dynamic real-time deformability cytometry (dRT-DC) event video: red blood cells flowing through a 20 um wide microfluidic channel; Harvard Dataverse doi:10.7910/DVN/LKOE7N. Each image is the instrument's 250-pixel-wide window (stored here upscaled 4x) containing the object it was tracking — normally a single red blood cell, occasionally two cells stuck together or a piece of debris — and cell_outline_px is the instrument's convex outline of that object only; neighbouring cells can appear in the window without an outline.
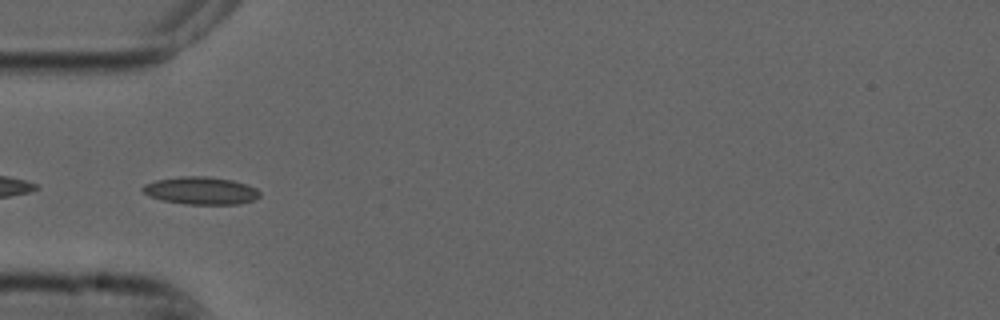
{"species": "common noctule bat (a hibernating species)", "species_latin": "Nyctalus noctula", "temperature_condition": "cold", "stored_images_in_passage": 46, "camera_frame_rate_fps": 3000, "um_per_image_px": 0.085, "animal": {"sex": "male", "forearm_length_mm": 52.5}, "frame": {"image": 1, "passage_image": 9, "time_ms": 2.667, "image_size_px": [1000, 320], "cell_outline_px": [[260, 196], [256, 200], [236, 204], [184, 204], [164, 200], [152, 196], [144, 192], [140, 188], [144, 184], [156, 180], [180, 176], [208, 176], [232, 180], [248, 184], [256, 188], [260, 192]], "centroid_in_image_um": [17.11, 16.19], "position_along_channel_um": 67.9, "area_um2": 18.84}}
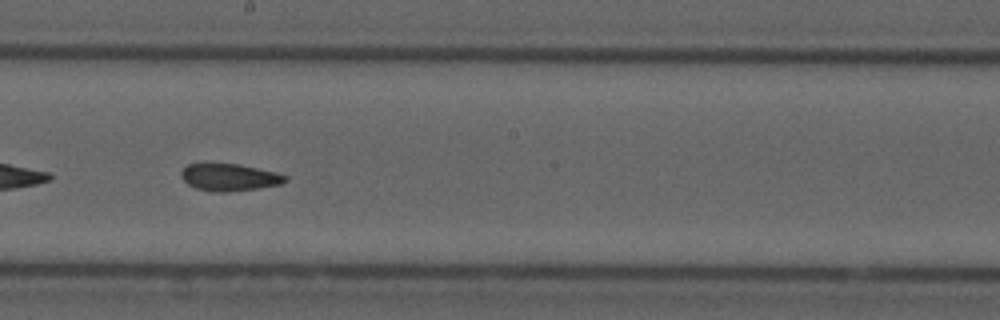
{"frame": {"image": 2, "passage_image": 22, "time_ms": 7.0, "image_size_px": [1000, 320], "cell_outline_px": [[288, 180], [280, 184], [260, 188], [228, 192], [212, 192], [196, 188], [188, 184], [180, 176], [180, 172], [188, 164], [240, 164], [276, 172], [288, 176]], "centroid_in_image_um": [19.52, 15.08], "position_along_channel_um": 228.7, "area_um2": 16.53}}
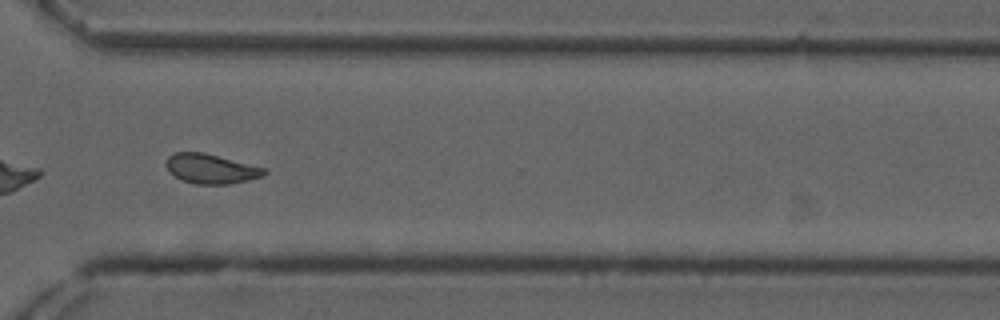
{"frame": {"image": 3, "passage_image": 32, "time_ms": 10.333, "image_size_px": [1000, 320], "cell_outline_px": [[268, 172], [264, 176], [248, 180], [228, 184], [196, 184], [184, 180], [176, 176], [164, 164], [168, 156], [176, 152], [204, 152], [268, 168]], "centroid_in_image_um": [18.0, 14.33], "position_along_channel_um": 352.6, "area_um2": 16.99}, "authors_computed_cell_mechanics": {"area_um2": 17.0799, "velocity_mm_per_s": 3.7162, "shape_relaxation_time_tau1_ms": null, "shape_relaxation_time_tau2_ms": 2.2544, "deformation_change_tau1": null, "deformation_change_tau2": 0.0781}}